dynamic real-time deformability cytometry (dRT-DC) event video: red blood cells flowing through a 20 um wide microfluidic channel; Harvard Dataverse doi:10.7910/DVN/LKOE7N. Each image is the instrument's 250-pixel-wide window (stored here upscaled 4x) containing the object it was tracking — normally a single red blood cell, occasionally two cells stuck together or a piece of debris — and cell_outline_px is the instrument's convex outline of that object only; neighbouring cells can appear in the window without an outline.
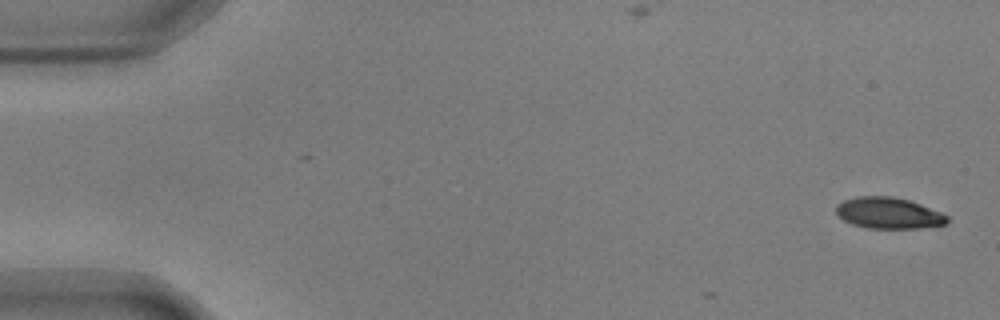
{"species": "common noctule bat (a hibernating species)", "species_latin": "Nyctalus noctula", "temperature_condition": "warm", "stored_images_in_passage": 2, "camera_frame_rate_fps": 3000, "um_per_image_px": 0.085, "animal": {"sex": "male", "body_mass_g": 17.9, "forearm_length_mm": 54.2}, "frame": {"image": 1, "passage_image": 2, "time_ms": 0.333, "image_size_px": [1000, 320], "cell_outline_px": [[948, 224], [920, 228], [864, 228], [852, 224], [844, 220], [836, 212], [836, 204], [844, 200], [856, 196], [892, 196], [908, 200], [920, 204], [940, 212], [948, 216]], "centroid_in_image_um": [75.52, 18.11], "position_along_channel_um": 9.5, "area_um2": 20.23}}